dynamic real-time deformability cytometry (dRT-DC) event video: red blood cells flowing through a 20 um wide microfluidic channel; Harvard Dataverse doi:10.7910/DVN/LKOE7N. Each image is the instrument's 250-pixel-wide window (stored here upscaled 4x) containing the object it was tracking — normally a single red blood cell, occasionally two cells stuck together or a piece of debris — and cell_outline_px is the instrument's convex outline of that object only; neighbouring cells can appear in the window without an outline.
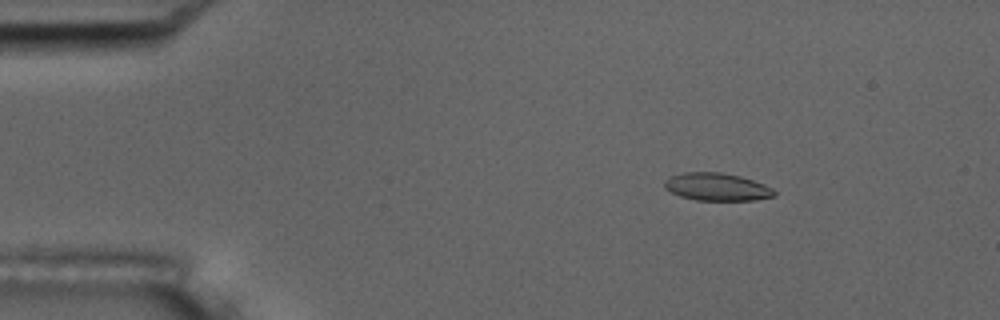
{"species": "common noctule bat (a hibernating species)", "species_latin": "Nyctalus noctula", "temperature_condition": "room temperature", "stored_images_in_passage": 56, "camera_frame_rate_fps": 3000, "um_per_image_px": 0.085, "animal": {"sex": "male", "body_mass_g": 17.5, "forearm_length_mm": 52.3}, "frame": {"image": 1, "passage_image": 9, "time_ms": 2.667, "image_size_px": [1000, 320], "cell_outline_px": [[776, 196], [756, 200], [696, 200], [680, 196], [664, 188], [664, 180], [672, 176], [684, 172], [720, 172], [740, 176], [764, 184], [772, 188], [776, 192]], "centroid_in_image_um": [60.95, 15.89], "position_along_channel_um": 24.1, "area_um2": 17.69}}
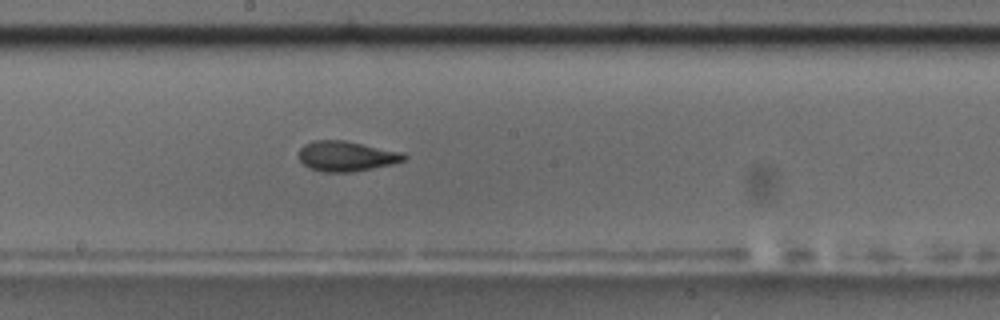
{"frame": {"image": 2, "passage_image": 31, "time_ms": 10.0, "image_size_px": [1000, 320], "cell_outline_px": [[408, 156], [404, 160], [392, 164], [352, 172], [324, 172], [308, 168], [300, 160], [300, 148], [304, 144], [312, 140], [344, 140], [404, 152]], "centroid_in_image_um": [29.45, 13.27], "position_along_channel_um": 218.8, "area_um2": 18.55}}
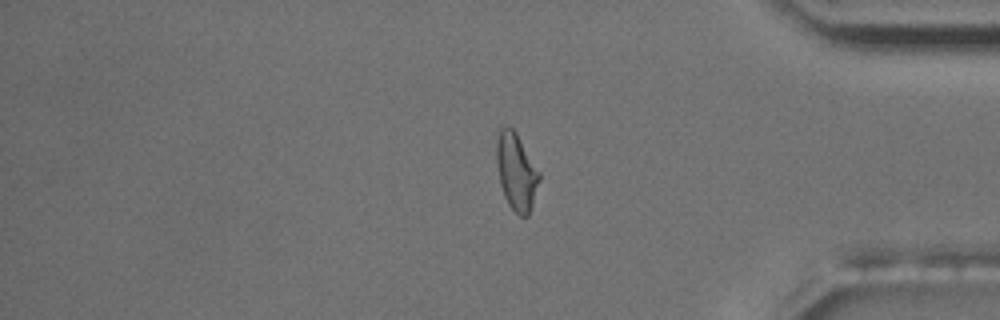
{"frame": {"image": 3, "passage_image": 47, "time_ms": 15.333, "image_size_px": [1000, 320], "cell_outline_px": [[540, 180], [528, 216], [520, 216], [508, 204], [504, 196], [500, 184], [496, 164], [496, 144], [500, 128], [504, 124], [512, 128], [516, 132], [540, 172]], "centroid_in_image_um": [43.87, 14.56], "position_along_channel_um": 391.3, "area_um2": 19.19}, "authors_computed_cell_mechanics": {"area_um2": 18.2648, "velocity_mm_per_s": 3.6529, "shape_relaxation_time_tau1_ms": 5.8872, "shape_relaxation_time_tau2_ms": 2.0083, "deformation_change_tau1": 0.1894, "deformation_change_tau2": 0.0814}}